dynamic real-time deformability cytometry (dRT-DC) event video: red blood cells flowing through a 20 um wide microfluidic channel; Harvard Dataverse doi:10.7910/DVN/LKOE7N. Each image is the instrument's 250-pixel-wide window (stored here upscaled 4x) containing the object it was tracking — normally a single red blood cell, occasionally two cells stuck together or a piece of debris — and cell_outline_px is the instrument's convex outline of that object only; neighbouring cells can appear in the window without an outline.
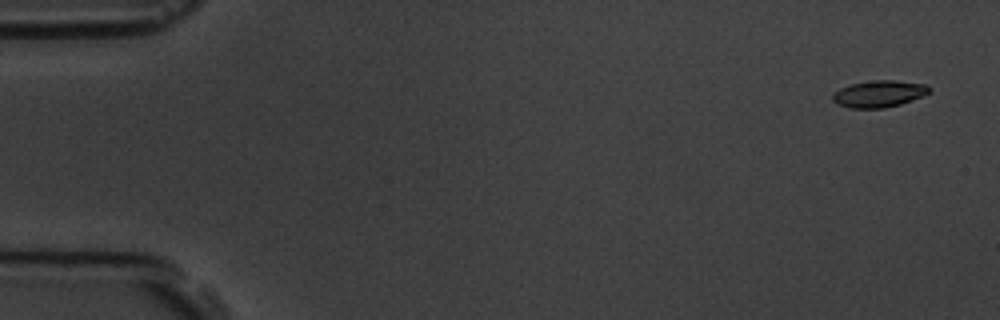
{"species": "common noctule bat (a hibernating species)", "species_latin": "Nyctalus noctula", "temperature_condition": "room temperature", "stored_images_in_passage": 5, "camera_frame_rate_fps": 3000, "um_per_image_px": 0.085, "animal": {"sex": "male", "body_mass_g": 19.5, "forearm_length_mm": 54.6}, "frame": {"image": 1, "passage_image": 1, "time_ms": 0.0, "image_size_px": [1000, 320], "cell_outline_px": [[932, 88], [924, 96], [900, 104], [884, 108], [852, 108], [836, 104], [832, 100], [832, 96], [840, 88], [852, 84], [876, 80], [892, 80], [924, 84]], "centroid_in_image_um": [74.72, 7.98], "position_along_channel_um": 10.3, "area_um2": 14.91}}
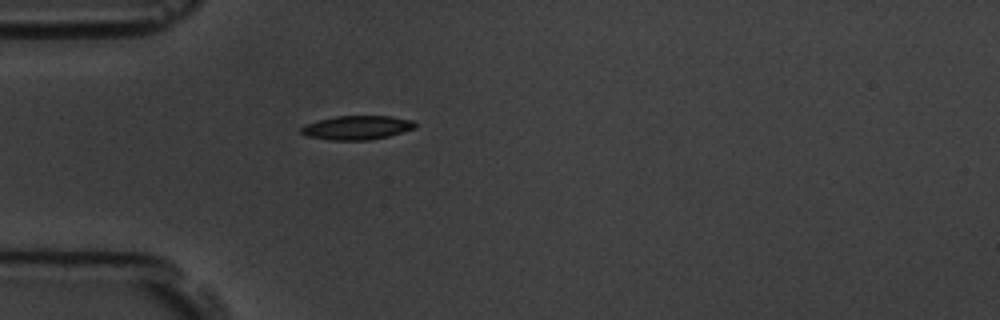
{"frame": {"image": 2, "passage_image": 5, "time_ms": 4.667, "image_size_px": [1000, 320], "cell_outline_px": [[416, 128], [388, 136], [368, 140], [332, 140], [304, 136], [300, 132], [300, 128], [304, 124], [336, 116], [392, 116], [412, 120], [416, 124]], "centroid_in_image_um": [30.32, 10.85], "position_along_channel_um": 54.7, "area_um2": 15.95}}